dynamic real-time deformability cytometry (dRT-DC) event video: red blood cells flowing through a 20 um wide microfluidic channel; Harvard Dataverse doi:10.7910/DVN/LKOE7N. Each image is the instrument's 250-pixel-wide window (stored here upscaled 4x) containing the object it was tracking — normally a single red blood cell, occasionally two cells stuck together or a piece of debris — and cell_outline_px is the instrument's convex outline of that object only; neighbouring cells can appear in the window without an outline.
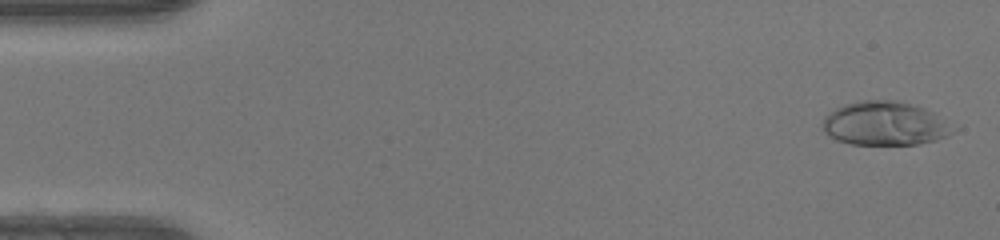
{"species": "human", "species_latin": "Homo sapiens", "temperature_condition": "warm", "stored_images_in_passage": 49, "camera_frame_rate_fps": 3000, "um_per_image_px": 0.085, "donor": {"sex": "female"}, "frame": {"image": 1, "passage_image": 2, "time_ms": 0.333, "image_size_px": [1000, 240], "cell_outline_px": [[952, 132], [948, 136], [936, 140], [916, 144], [852, 144], [836, 140], [828, 136], [824, 132], [824, 116], [828, 112], [844, 104], [860, 100], [896, 100], [924, 108], [932, 112]], "centroid_in_image_um": [75.09, 10.5], "position_along_channel_um": 9.9, "area_um2": 32.6}}
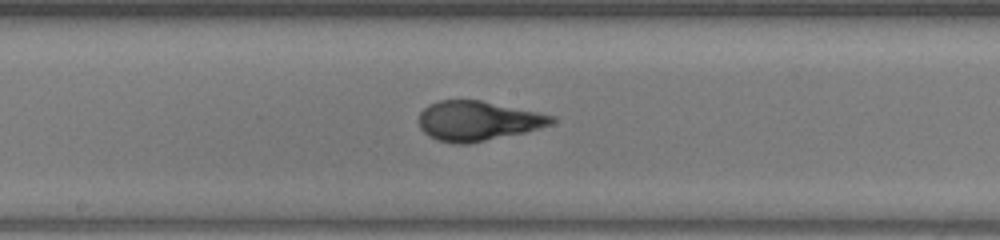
{"frame": {"image": 2, "passage_image": 26, "time_ms": 8.333, "image_size_px": [1000, 240], "cell_outline_px": [[556, 120], [552, 124], [524, 132], [468, 144], [456, 144], [436, 140], [428, 136], [420, 128], [420, 112], [428, 104], [440, 100], [480, 100], [556, 116]], "centroid_in_image_um": [40.59, 10.28], "position_along_channel_um": 207.6, "area_um2": 30.58}}
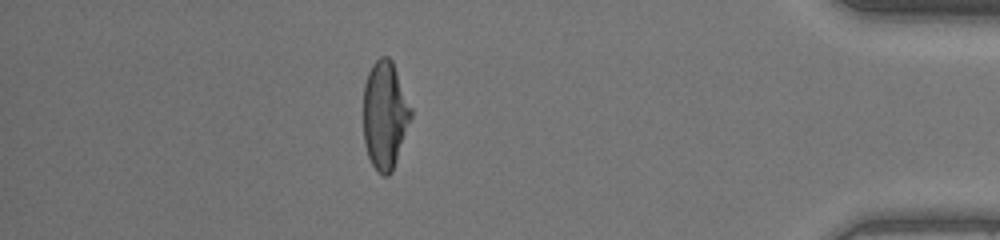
{"frame": {"image": 3, "passage_image": 43, "time_ms": 14.0, "image_size_px": [1000, 240], "cell_outline_px": [[412, 116], [392, 172], [388, 176], [384, 176], [376, 172], [368, 156], [364, 144], [364, 84], [368, 72], [372, 64], [380, 56], [388, 56], [392, 60], [412, 108]], "centroid_in_image_um": [32.71, 9.78], "position_along_channel_um": 402.5, "area_um2": 30.06}, "authors_computed_cell_mechanics": {"area_um2": 30.5762, "velocity_mm_per_s": 4.2548, "shape_relaxation_time_tau1_ms": 4.029, "shape_relaxation_time_tau2_ms": null, "deformation_change_tau1": 0.2381, "deformation_change_tau2": null}}